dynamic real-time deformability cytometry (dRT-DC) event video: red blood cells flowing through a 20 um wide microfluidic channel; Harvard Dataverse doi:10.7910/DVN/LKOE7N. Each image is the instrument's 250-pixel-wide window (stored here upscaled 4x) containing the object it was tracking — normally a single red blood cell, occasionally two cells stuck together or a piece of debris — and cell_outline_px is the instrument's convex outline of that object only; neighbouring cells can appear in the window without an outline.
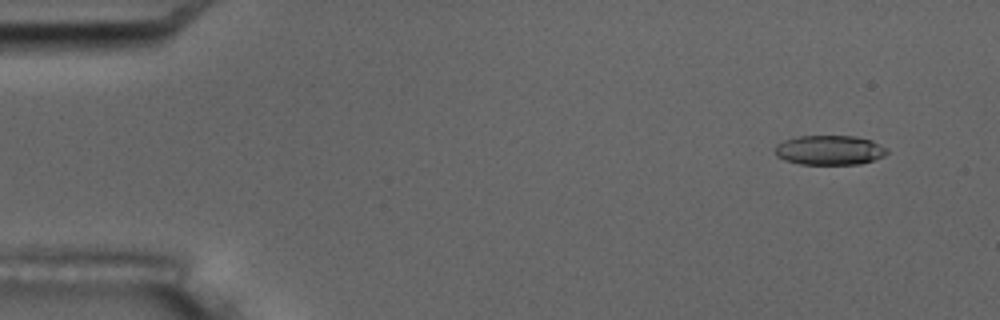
{"species": "common noctule bat (a hibernating species)", "species_latin": "Nyctalus noctula", "temperature_condition": "room temperature", "stored_images_in_passage": 4, "camera_frame_rate_fps": 3000, "um_per_image_px": 0.085, "animal": {"sex": "male", "body_mass_g": 17.5, "forearm_length_mm": 52.3}, "frame": {"image": 1, "passage_image": 1, "time_ms": 0.0, "image_size_px": [1000, 320], "cell_outline_px": [[888, 152], [884, 156], [860, 164], [800, 164], [784, 160], [776, 156], [776, 144], [784, 140], [800, 136], [856, 136], [872, 140], [888, 148]], "centroid_in_image_um": [70.53, 12.76], "position_along_channel_um": 14.5, "area_um2": 19.36}}
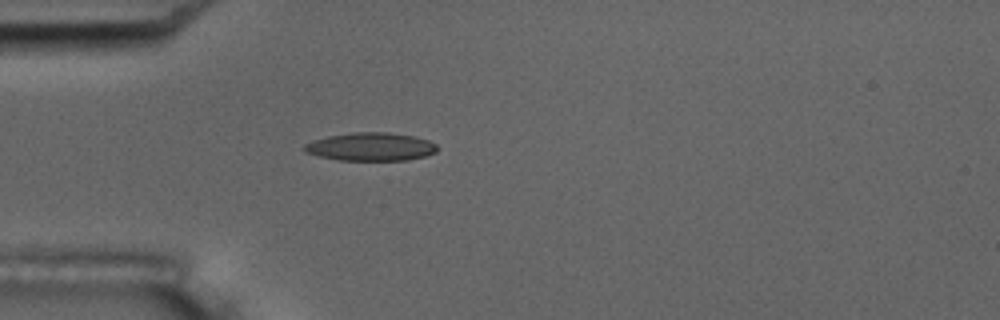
{"frame": {"image": 2, "passage_image": 4, "time_ms": 4.0, "image_size_px": [1000, 320], "cell_outline_px": [[436, 152], [424, 156], [408, 160], [340, 160], [320, 156], [304, 152], [304, 144], [312, 140], [328, 136], [352, 132], [388, 132], [416, 136], [428, 140], [436, 144]], "centroid_in_image_um": [31.51, 12.46], "position_along_channel_um": 53.5, "area_um2": 21.85}}